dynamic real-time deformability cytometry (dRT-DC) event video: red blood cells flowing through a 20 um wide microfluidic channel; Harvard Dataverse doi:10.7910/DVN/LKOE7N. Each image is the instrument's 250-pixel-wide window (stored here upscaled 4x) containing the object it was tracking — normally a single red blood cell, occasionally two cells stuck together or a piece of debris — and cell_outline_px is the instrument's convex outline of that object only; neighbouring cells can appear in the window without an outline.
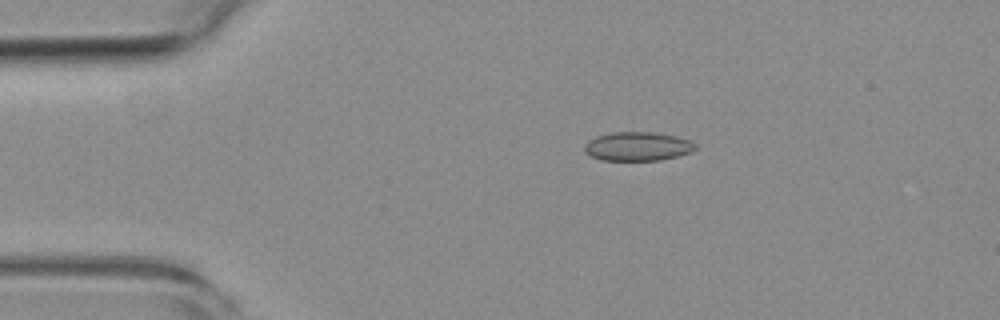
{"species": "common noctule bat (a hibernating species)", "species_latin": "Nyctalus noctula", "temperature_condition": "room temperature", "stored_images_in_passage": 6, "camera_frame_rate_fps": 3000, "um_per_image_px": 0.085, "animal": {"sex": "female", "body_mass_g": 19.3, "forearm_length_mm": 54.1}, "frame": {"image": 1, "passage_image": 2, "time_ms": 1.333, "image_size_px": [1000, 320], "cell_outline_px": [[696, 148], [692, 152], [680, 156], [660, 160], [600, 160], [584, 152], [584, 144], [588, 140], [596, 136], [612, 132], [652, 132], [676, 136], [688, 140], [696, 144]], "centroid_in_image_um": [54.19, 12.44], "position_along_channel_um": 30.8, "area_um2": 18.79}}
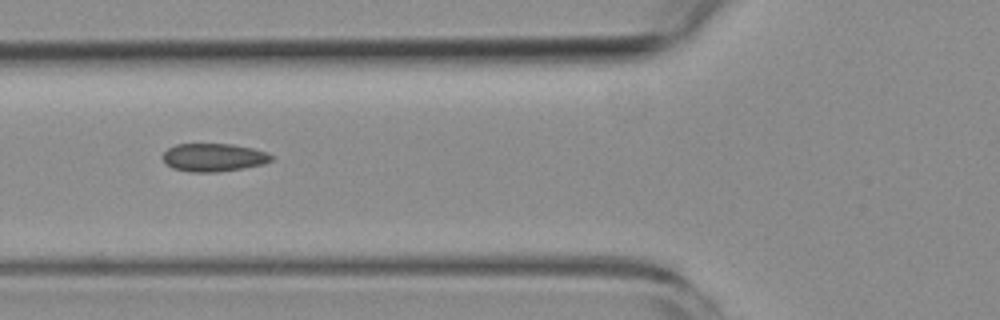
{"frame": {"image": 2, "passage_image": 5, "time_ms": 4.667, "image_size_px": [1000, 320], "cell_outline_px": [[272, 160], [264, 164], [244, 168], [216, 172], [192, 172], [172, 168], [164, 164], [160, 156], [168, 148], [176, 144], [232, 144], [252, 148], [268, 152], [272, 156]], "centroid_in_image_um": [18.12, 13.38], "position_along_channel_um": 107.7, "area_um2": 17.98}}
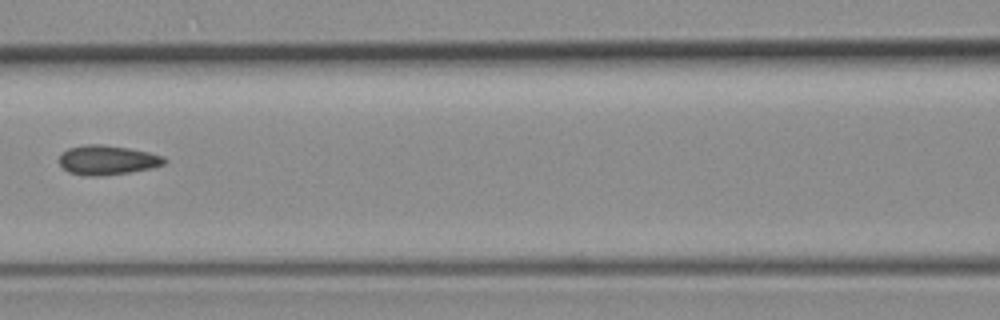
{"frame": {"image": 3, "passage_image": 6, "time_ms": 6.0, "image_size_px": [1000, 320], "cell_outline_px": [[168, 160], [164, 164], [152, 168], [104, 176], [84, 176], [68, 172], [60, 164], [60, 156], [68, 148], [84, 144], [100, 144], [128, 148], [148, 152], [164, 156]], "centroid_in_image_um": [9.13, 13.61], "position_along_channel_um": 157.5, "area_um2": 18.09}}